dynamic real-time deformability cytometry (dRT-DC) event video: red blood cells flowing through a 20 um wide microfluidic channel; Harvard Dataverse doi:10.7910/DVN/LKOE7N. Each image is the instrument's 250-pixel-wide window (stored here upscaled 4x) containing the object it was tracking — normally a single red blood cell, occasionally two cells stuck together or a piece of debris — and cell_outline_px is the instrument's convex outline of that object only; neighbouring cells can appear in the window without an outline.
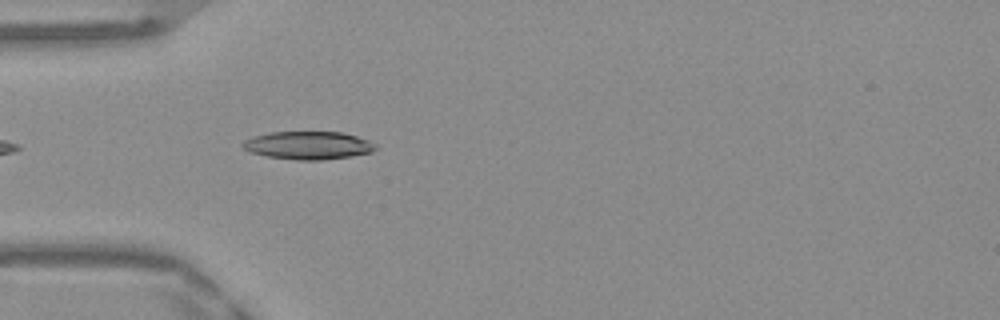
{"species": "Egyptian fruit bat (a non-hibernating species)", "species_latin": "Rousettus aegyptiacus", "temperature_condition": "warm", "stored_images_in_passage": 14, "camera_frame_rate_fps": 3000, "um_per_image_px": 0.085, "frame": {"image": 1, "passage_image": 1, "time_ms": 0.0, "image_size_px": [1000, 320], "cell_outline_px": [[368, 148], [364, 152], [344, 156], [276, 156], [260, 152], [264, 136], [280, 132], [336, 132], [352, 136], [360, 140]], "centroid_in_image_um": [26.48, 12.28], "position_along_channel_um": 58.5, "area_um2": 16.18}}
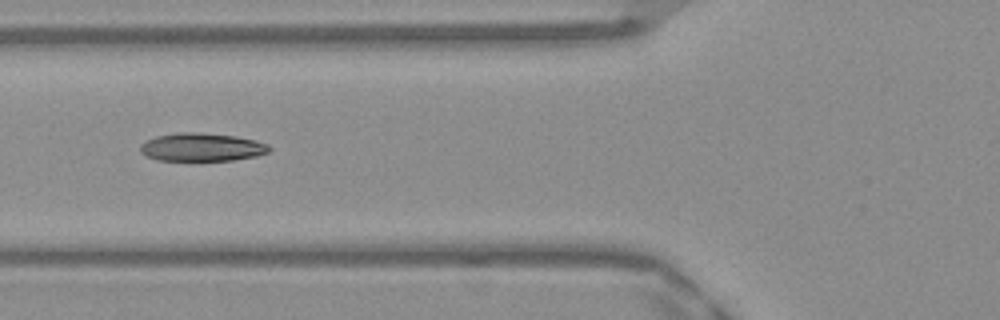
{"frame": {"image": 2, "passage_image": 5, "time_ms": 1.333, "image_size_px": [1000, 320], "cell_outline_px": [[268, 148], [264, 152], [248, 156], [224, 160], [168, 160], [156, 156], [148, 152], [152, 140], [164, 136], [228, 136], [248, 140], [260, 144]], "centroid_in_image_um": [17.31, 12.57], "position_along_channel_um": 108.5, "area_um2": 17.11}}
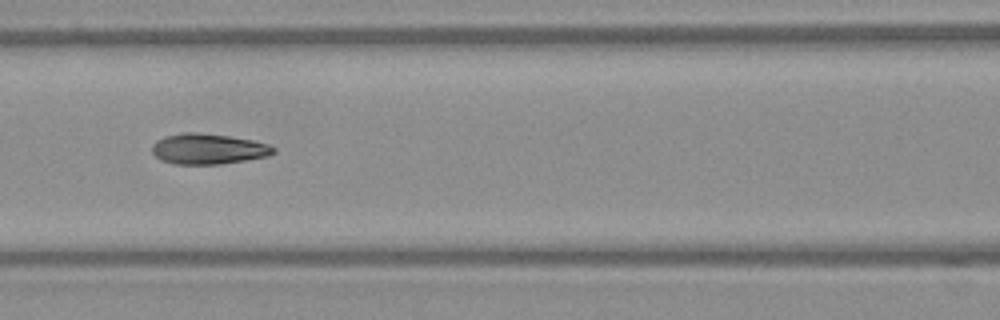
{"frame": {"image": 3, "passage_image": 8, "time_ms": 2.333, "image_size_px": [1000, 320], "cell_outline_px": [[272, 152], [260, 156], [236, 160], [196, 164], [168, 160], [160, 156], [156, 152], [156, 144], [164, 140], [176, 136], [220, 136], [244, 140], [260, 144], [272, 148]], "centroid_in_image_um": [17.74, 12.69], "position_along_channel_um": 148.9, "area_um2": 17.51}}